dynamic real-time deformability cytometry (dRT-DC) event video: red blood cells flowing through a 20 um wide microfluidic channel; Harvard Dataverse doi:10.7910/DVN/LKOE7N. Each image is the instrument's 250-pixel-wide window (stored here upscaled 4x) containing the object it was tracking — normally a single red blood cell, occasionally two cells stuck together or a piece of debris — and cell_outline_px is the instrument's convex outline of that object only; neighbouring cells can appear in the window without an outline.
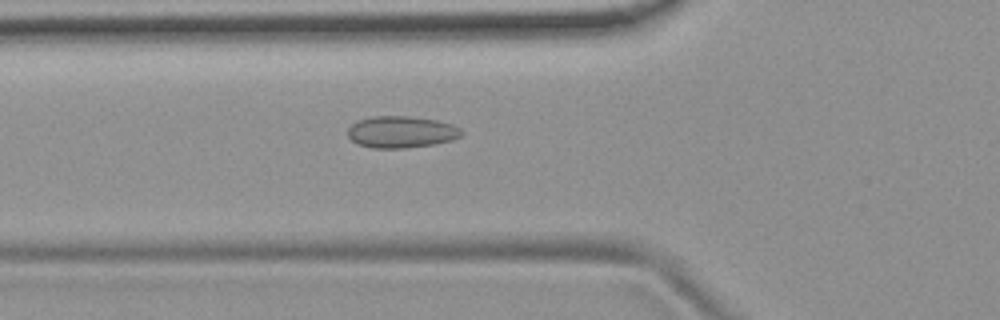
{"species": "common noctule bat (a hibernating species)", "species_latin": "Nyctalus noctula", "temperature_condition": "room temperature", "stored_images_in_passage": 53, "camera_frame_rate_fps": 3000, "um_per_image_px": 0.085, "animal": {"sex": "female", "body_mass_g": 19.9}, "frame": {"image": 1, "passage_image": 19, "time_ms": 6.0, "image_size_px": [1000, 320], "cell_outline_px": [[464, 132], [460, 136], [452, 140], [436, 144], [404, 148], [372, 148], [356, 144], [348, 136], [348, 128], [356, 120], [372, 116], [408, 116], [436, 120], [452, 124], [460, 128]], "centroid_in_image_um": [34.1, 11.22], "position_along_channel_um": 91.7, "area_um2": 21.21}}
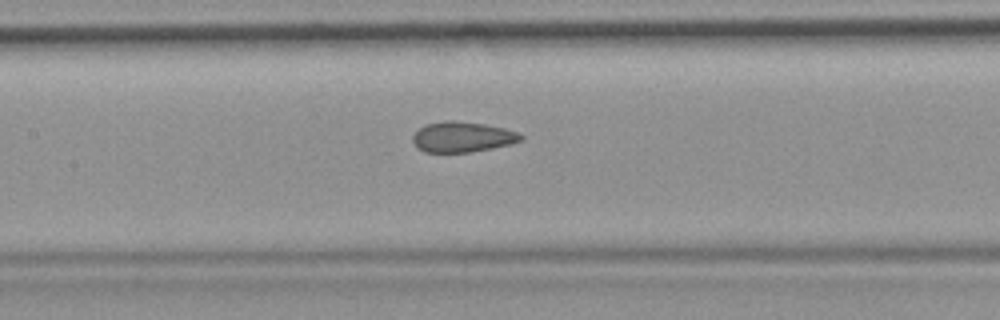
{"frame": {"image": 2, "passage_image": 25, "time_ms": 8.0, "image_size_px": [1000, 320], "cell_outline_px": [[524, 140], [492, 148], [468, 152], [424, 152], [412, 140], [412, 136], [420, 128], [428, 124], [452, 120], [484, 124], [504, 128], [516, 132], [524, 136]], "centroid_in_image_um": [39.33, 11.64], "position_along_channel_um": 168.1, "area_um2": 18.79}}
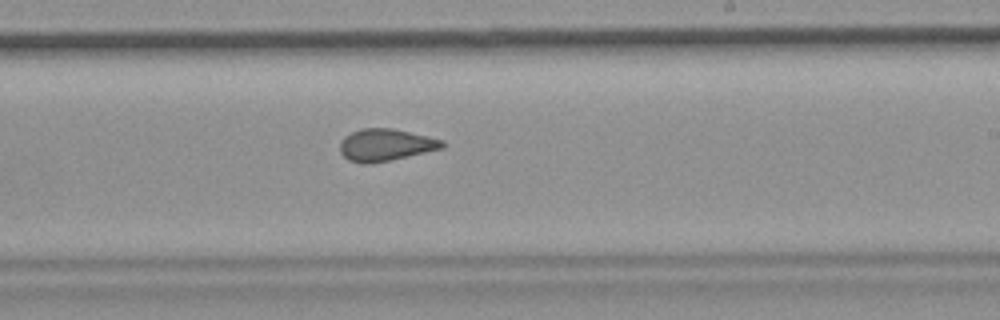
{"frame": {"image": 3, "passage_image": 32, "time_ms": 10.333, "image_size_px": [1000, 320], "cell_outline_px": [[444, 148], [388, 160], [368, 164], [364, 164], [348, 160], [340, 152], [340, 140], [344, 136], [360, 128], [392, 128], [428, 136], [444, 140]], "centroid_in_image_um": [32.75, 12.31], "position_along_channel_um": 256.2, "area_um2": 19.07}, "authors_computed_cell_mechanics": {"area_um2": 19.8254, "velocity_mm_per_s": 3.7951, "shape_relaxation_time_tau1_ms": null, "shape_relaxation_time_tau2_ms": 1.6471, "deformation_change_tau1": null, "deformation_change_tau2": 0.0896}}